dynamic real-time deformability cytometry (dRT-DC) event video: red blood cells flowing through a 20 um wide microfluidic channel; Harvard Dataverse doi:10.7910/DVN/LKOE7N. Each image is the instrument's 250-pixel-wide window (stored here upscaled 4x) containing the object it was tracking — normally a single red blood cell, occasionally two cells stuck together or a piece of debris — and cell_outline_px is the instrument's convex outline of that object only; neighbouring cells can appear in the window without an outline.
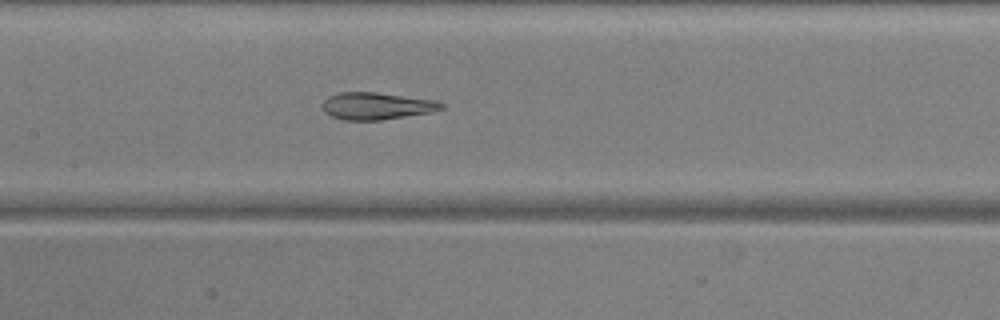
{"species": "common noctule bat (a hibernating species)", "species_latin": "Nyctalus noctula", "temperature_condition": "warm", "stored_images_in_passage": 52, "camera_frame_rate_fps": 3000, "um_per_image_px": 0.085, "animal": {"sex": "male", "body_mass_g": 20.5, "forearm_length_mm": 52.5}, "frame": {"image": 1, "passage_image": 24, "time_ms": 7.667, "image_size_px": [1000, 320], "cell_outline_px": [[444, 108], [432, 112], [380, 120], [344, 120], [332, 116], [324, 112], [320, 104], [328, 96], [340, 92], [376, 92], [436, 100], [444, 104]], "centroid_in_image_um": [31.99, 9.0], "position_along_channel_um": 175.4, "area_um2": 18.9}}
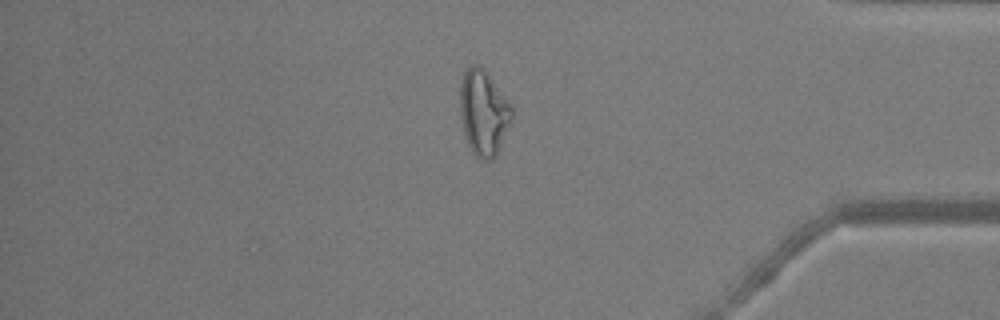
{"frame": {"image": 2, "passage_image": 43, "time_ms": 14.0, "image_size_px": [1000, 320], "cell_outline_px": [[512, 116], [496, 156], [492, 160], [484, 160], [476, 156], [472, 152], [468, 144], [464, 132], [460, 116], [460, 84], [464, 72], [472, 64], [476, 64], [484, 68], [512, 108]], "centroid_in_image_um": [41.07, 9.58], "position_along_channel_um": 394.1, "area_um2": 25.32}}
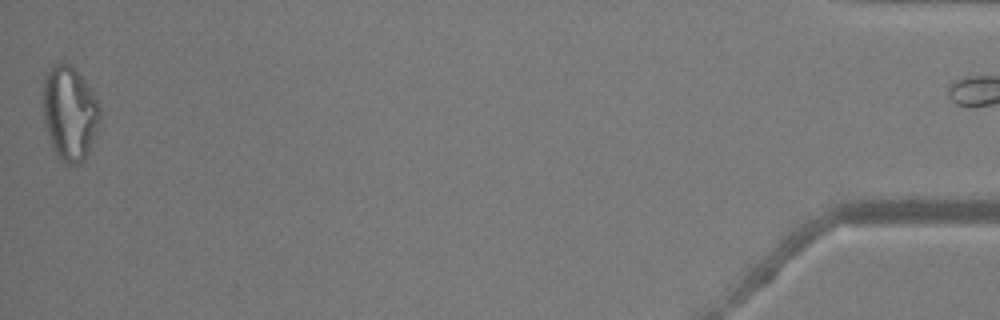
{"frame": {"image": 3, "passage_image": 51, "time_ms": 16.667, "image_size_px": [1000, 320], "cell_outline_px": [[100, 120], [96, 132], [88, 152], [84, 160], [80, 164], [68, 168], [56, 156], [52, 148], [44, 124], [40, 92], [44, 72], [56, 60], [68, 64], [80, 76], [100, 104]], "centroid_in_image_um": [5.84, 9.63], "position_along_channel_um": 429.4, "area_um2": 32.31}, "authors_computed_cell_mechanics": {"area_um2": 23.4379, "velocity_mm_per_s": 3.887, "shape_relaxation_time_tau1_ms": null, "shape_relaxation_time_tau2_ms": 2.1274, "deformation_change_tau1": null, "deformation_change_tau2": 0.088}}